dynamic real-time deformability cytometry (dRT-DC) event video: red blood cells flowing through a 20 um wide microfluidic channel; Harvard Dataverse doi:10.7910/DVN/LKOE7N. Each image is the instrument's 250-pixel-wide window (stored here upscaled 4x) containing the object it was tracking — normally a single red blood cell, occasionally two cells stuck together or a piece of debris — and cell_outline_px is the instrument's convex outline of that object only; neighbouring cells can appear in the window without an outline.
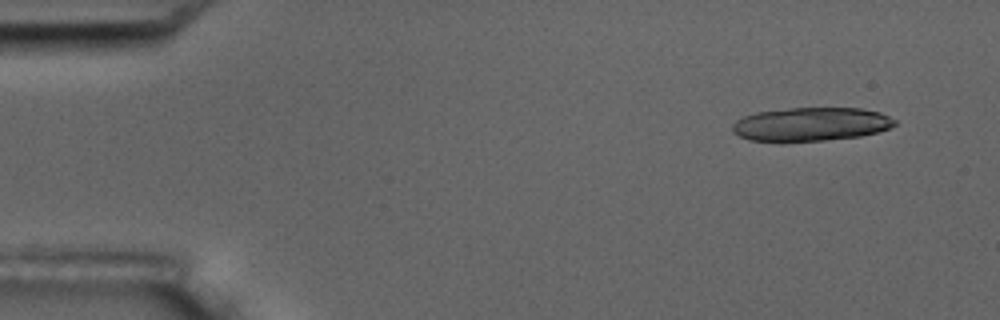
{"species": "common noctule bat (a hibernating species)", "species_latin": "Nyctalus noctula", "temperature_condition": "room temperature", "stored_images_in_passage": 5, "camera_frame_rate_fps": 3000, "um_per_image_px": 0.085, "animal": {"sex": "male", "body_mass_g": 17.5, "forearm_length_mm": 52.3}, "frame": {"image": 1, "passage_image": 1, "time_ms": 0.0, "image_size_px": [1000, 320], "cell_outline_px": [[896, 124], [888, 128], [876, 132], [860, 136], [824, 140], [748, 140], [732, 132], [732, 124], [736, 120], [744, 116], [756, 112], [792, 108], [860, 108], [880, 112], [896, 120]], "centroid_in_image_um": [68.93, 10.54], "position_along_channel_um": 16.1, "area_um2": 31.33}}